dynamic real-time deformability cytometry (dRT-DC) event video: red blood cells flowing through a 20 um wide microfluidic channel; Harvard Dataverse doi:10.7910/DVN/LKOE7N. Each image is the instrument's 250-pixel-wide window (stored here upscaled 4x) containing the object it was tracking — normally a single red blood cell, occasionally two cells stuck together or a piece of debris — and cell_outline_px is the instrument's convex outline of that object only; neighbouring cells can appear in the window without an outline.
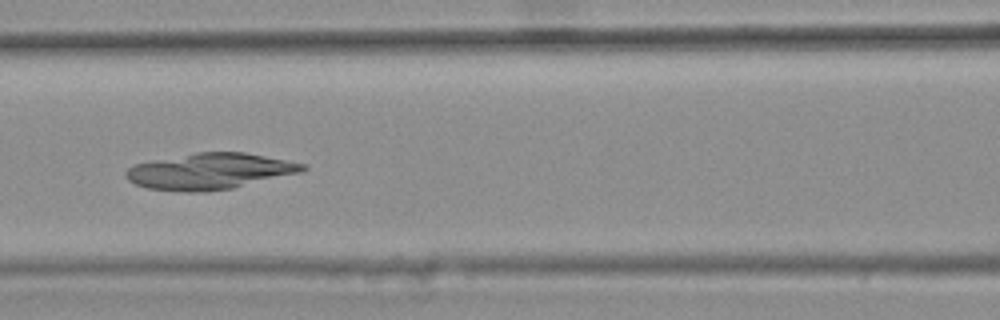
{"species": "common noctule bat (a hibernating species)", "species_latin": "Nyctalus noctula", "temperature_condition": "warm", "stored_images_in_passage": 39, "camera_frame_rate_fps": 3000, "um_per_image_px": 0.085, "animal": {"sex": "female", "body_mass_g": 25.1}, "frame": {"image": 1, "passage_image": 17, "time_ms": 5.333, "image_size_px": [1000, 320], "cell_outline_px": [[308, 168], [304, 172], [232, 188], [200, 192], [184, 192], [148, 188], [136, 184], [128, 180], [124, 176], [124, 172], [128, 168], [136, 164], [196, 152], [244, 152], [308, 164]], "centroid_in_image_um": [17.89, 14.56], "position_along_channel_um": 148.7, "area_um2": 37.11}}